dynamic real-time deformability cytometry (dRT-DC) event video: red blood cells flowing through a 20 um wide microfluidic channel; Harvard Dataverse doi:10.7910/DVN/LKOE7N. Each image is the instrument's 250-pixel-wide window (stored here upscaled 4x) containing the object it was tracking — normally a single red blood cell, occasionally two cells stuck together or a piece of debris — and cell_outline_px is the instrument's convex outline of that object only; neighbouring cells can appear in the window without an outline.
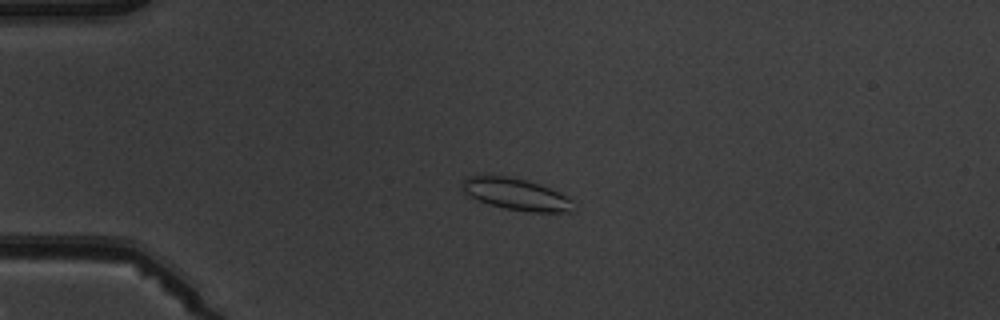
{"species": "common noctule bat (a hibernating species)", "species_latin": "Nyctalus noctula", "temperature_condition": "warm", "stored_images_in_passage": 5, "camera_frame_rate_fps": 3000, "um_per_image_px": 0.085, "animal": {"sex": "male", "body_mass_g": 19.5, "forearm_length_mm": 54.6}, "frame": {"image": 1, "passage_image": 3, "time_ms": 2.333, "image_size_px": [1000, 320], "cell_outline_px": [[572, 212], [528, 212], [504, 208], [488, 204], [476, 200], [464, 192], [460, 184], [460, 180], [468, 176], [484, 172], [524, 180], [540, 184], [572, 200]], "centroid_in_image_um": [43.73, 16.48], "position_along_channel_um": 41.3, "area_um2": 20.87}}
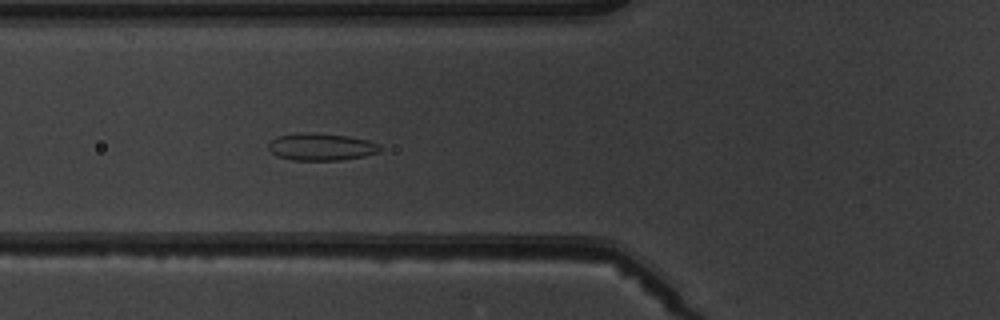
{"frame": {"image": 2, "passage_image": 5, "time_ms": 4.667, "image_size_px": [1000, 320], "cell_outline_px": [[380, 152], [364, 156], [340, 160], [292, 160], [276, 156], [268, 148], [268, 144], [276, 136], [296, 132], [316, 132], [348, 136], [368, 140], [380, 144]], "centroid_in_image_um": [27.28, 12.47], "position_along_channel_um": 98.5, "area_um2": 17.98}}